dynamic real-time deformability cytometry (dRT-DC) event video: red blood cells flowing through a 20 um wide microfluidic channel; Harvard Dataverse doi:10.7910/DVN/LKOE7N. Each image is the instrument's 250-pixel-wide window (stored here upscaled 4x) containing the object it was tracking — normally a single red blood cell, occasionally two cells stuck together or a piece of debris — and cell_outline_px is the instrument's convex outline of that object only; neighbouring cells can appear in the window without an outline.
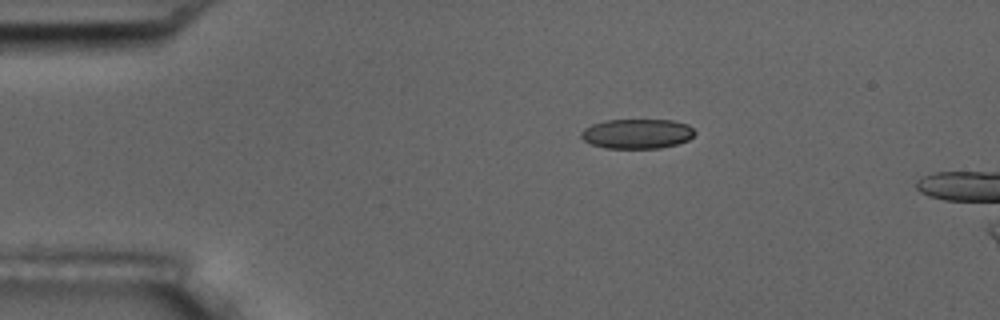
{"species": "common noctule bat (a hibernating species)", "species_latin": "Nyctalus noctula", "temperature_condition": "room temperature", "stored_images_in_passage": 3, "camera_frame_rate_fps": 3000, "um_per_image_px": 0.085, "animal": {"sex": "male", "body_mass_g": 17.5, "forearm_length_mm": 52.3}, "frame": {"image": 1, "passage_image": 1, "time_ms": 0.0, "image_size_px": [1000, 320], "cell_outline_px": [[696, 132], [688, 140], [676, 144], [660, 148], [604, 148], [592, 144], [584, 140], [580, 136], [580, 132], [584, 128], [592, 124], [604, 120], [672, 120], [688, 124]], "centroid_in_image_um": [54.13, 11.36], "position_along_channel_um": 30.9, "area_um2": 19.71}}